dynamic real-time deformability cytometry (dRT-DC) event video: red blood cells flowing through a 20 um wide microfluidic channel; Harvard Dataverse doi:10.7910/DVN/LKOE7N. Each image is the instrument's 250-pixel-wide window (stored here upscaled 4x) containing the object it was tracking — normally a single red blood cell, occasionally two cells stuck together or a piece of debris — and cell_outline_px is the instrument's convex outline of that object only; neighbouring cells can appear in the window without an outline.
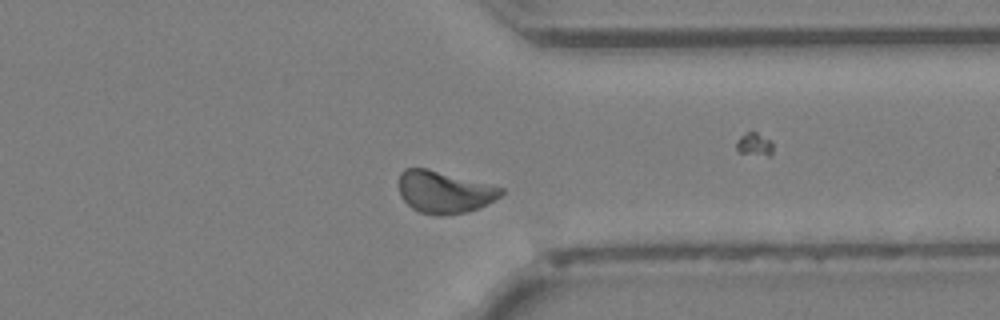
{"species": "Egyptian fruit bat (a non-hibernating species)", "species_latin": "Rousettus aegyptiacus", "temperature_condition": "cold", "stored_images_in_passage": 42, "camera_frame_rate_fps": 3000, "um_per_image_px": 0.085, "animal": {"sex": "female"}, "frame": {"image": 1, "passage_image": 32, "time_ms": 10.333, "image_size_px": [1000, 320], "cell_outline_px": [[504, 192], [500, 196], [480, 208], [468, 212], [440, 216], [436, 216], [420, 212], [412, 208], [400, 196], [400, 172], [404, 168], [424, 168], [504, 188]], "centroid_in_image_um": [37.76, 16.34], "position_along_channel_um": 373.6, "area_um2": 24.85}}
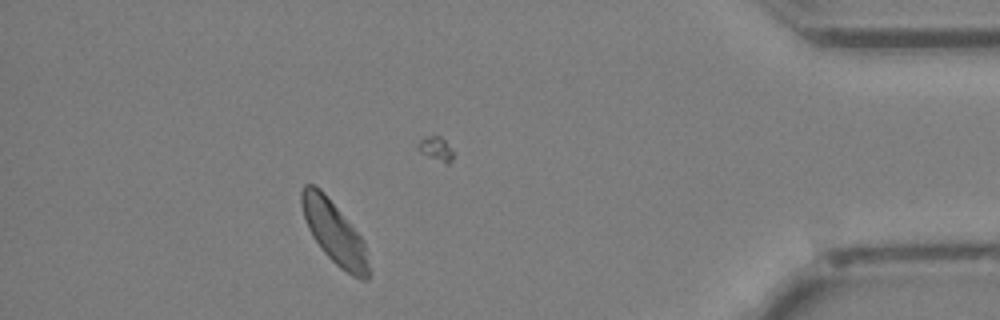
{"frame": {"image": 2, "passage_image": 37, "time_ms": 12.0, "image_size_px": [1000, 320], "cell_outline_px": [[368, 280], [360, 280], [352, 276], [340, 268], [324, 252], [312, 236], [308, 228], [300, 204], [300, 192], [304, 184], [312, 184], [320, 188], [324, 192], [364, 240], [368, 264]], "centroid_in_image_um": [28.39, 19.75], "position_along_channel_um": 406.8, "area_um2": 24.22}}